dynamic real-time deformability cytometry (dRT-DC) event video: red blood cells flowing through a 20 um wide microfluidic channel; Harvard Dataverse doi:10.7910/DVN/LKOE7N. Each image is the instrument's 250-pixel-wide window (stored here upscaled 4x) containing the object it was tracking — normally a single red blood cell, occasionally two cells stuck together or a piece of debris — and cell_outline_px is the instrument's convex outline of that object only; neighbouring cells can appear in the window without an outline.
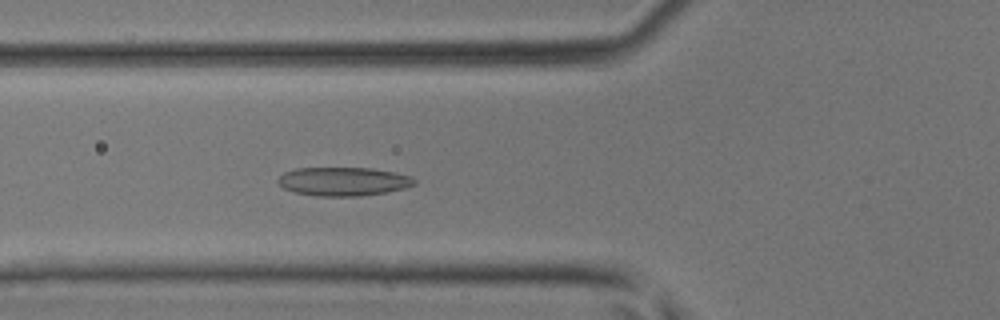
{"species": "common noctule bat (a hibernating species)", "species_latin": "Nyctalus noctula", "temperature_condition": "room temperature", "stored_images_in_passage": 47, "camera_frame_rate_fps": 3000, "um_per_image_px": 0.085, "animal": {"sex": "male", "body_mass_g": 17.9, "forearm_length_mm": 54.2}, "frame": {"image": 1, "passage_image": 17, "time_ms": 5.333, "image_size_px": [1000, 320], "cell_outline_px": [[416, 184], [404, 188], [388, 192], [360, 196], [316, 196], [296, 192], [284, 188], [276, 180], [284, 172], [296, 168], [372, 168], [396, 172], [412, 176], [416, 180]], "centroid_in_image_um": [29.22, 15.42], "position_along_channel_um": 96.6, "area_um2": 22.89}}
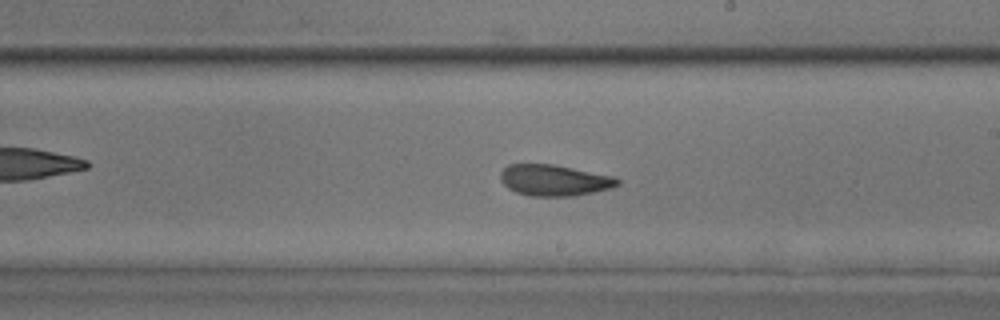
{"frame": {"image": 2, "passage_image": 27, "time_ms": 8.667, "image_size_px": [1000, 320], "cell_outline_px": [[620, 184], [612, 188], [576, 196], [528, 196], [516, 192], [508, 188], [500, 180], [500, 172], [508, 164], [552, 164], [616, 176], [620, 180]], "centroid_in_image_um": [47.13, 15.32], "position_along_channel_um": 241.9, "area_um2": 21.5}}
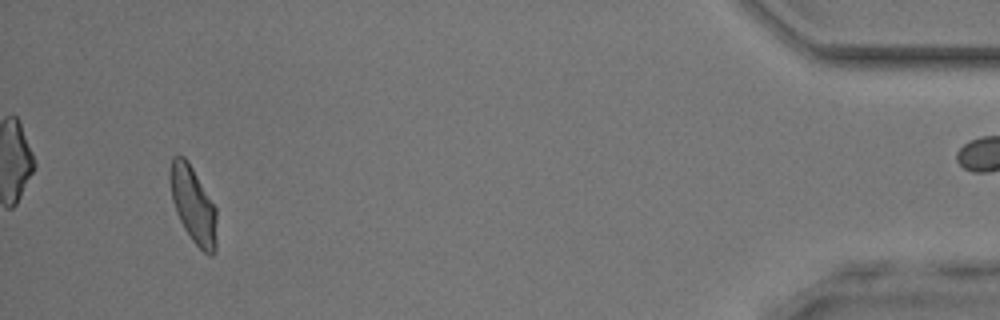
{"frame": {"image": 3, "passage_image": 44, "time_ms": 14.333, "image_size_px": [1000, 320], "cell_outline_px": [[216, 252], [212, 256], [204, 252], [192, 240], [184, 228], [176, 212], [172, 200], [168, 180], [168, 172], [172, 156], [184, 156], [192, 168], [216, 208]], "centroid_in_image_um": [16.39, 17.4], "position_along_channel_um": 418.8, "area_um2": 20.81}}